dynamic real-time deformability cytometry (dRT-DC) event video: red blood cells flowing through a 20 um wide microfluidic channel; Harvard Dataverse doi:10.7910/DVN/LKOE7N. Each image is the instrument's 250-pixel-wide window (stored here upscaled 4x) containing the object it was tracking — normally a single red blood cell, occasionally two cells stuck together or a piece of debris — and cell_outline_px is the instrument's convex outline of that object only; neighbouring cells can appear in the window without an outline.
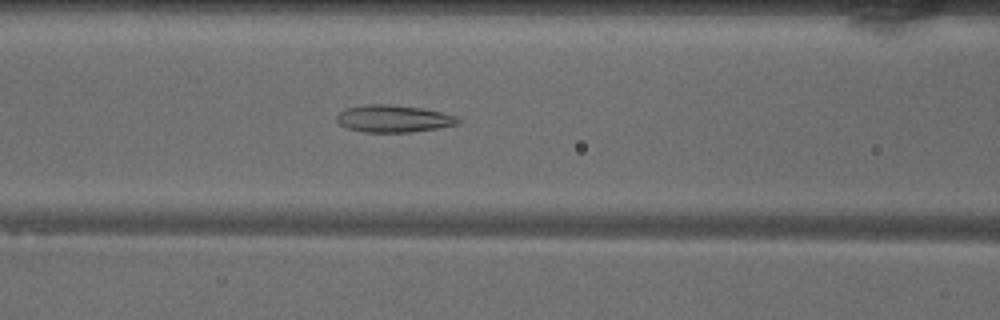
{"species": "common noctule bat (a hibernating species)", "species_latin": "Nyctalus noctula", "temperature_condition": "warm", "stored_images_in_passage": 44, "camera_frame_rate_fps": 3000, "um_per_image_px": 0.085, "animal": {"sex": "male", "body_mass_g": 18.8}, "frame": {"image": 1, "passage_image": 19, "time_ms": 6.0, "image_size_px": [1000, 320], "cell_outline_px": [[460, 124], [436, 128], [408, 132], [364, 132], [348, 128], [340, 124], [336, 120], [336, 116], [340, 112], [348, 108], [368, 104], [388, 104], [420, 108], [444, 112], [456, 116], [460, 120]], "centroid_in_image_um": [33.47, 10.08], "position_along_channel_um": 133.1, "area_um2": 19.07}}
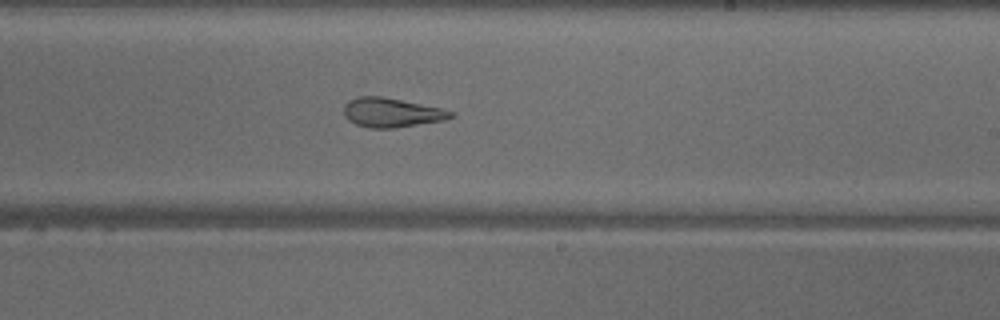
{"frame": {"image": 2, "passage_image": 28, "time_ms": 9.0, "image_size_px": [1000, 320], "cell_outline_px": [[456, 116], [444, 120], [396, 128], [372, 128], [356, 124], [348, 120], [344, 116], [344, 104], [348, 100], [360, 96], [380, 96], [440, 108], [456, 112]], "centroid_in_image_um": [33.28, 9.57], "position_along_channel_um": 255.7, "area_um2": 18.21}}
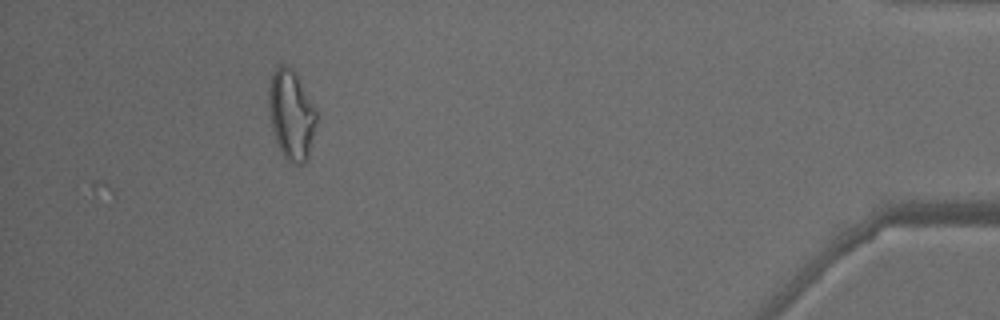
{"frame": {"image": 3, "passage_image": 44, "time_ms": 14.333, "image_size_px": [1000, 320], "cell_outline_px": [[316, 124], [308, 160], [300, 164], [292, 164], [284, 156], [276, 140], [272, 128], [268, 108], [268, 88], [272, 72], [280, 64], [284, 64], [292, 68], [296, 72], [316, 108]], "centroid_in_image_um": [24.76, 9.72], "position_along_channel_um": 410.4, "area_um2": 25.2}, "authors_computed_cell_mechanics": {"area_um2": 20.6346, "velocity_mm_per_s": 4.0897, "shape_relaxation_time_tau1_ms": null, "shape_relaxation_time_tau2_ms": 1.8992, "deformation_change_tau1": null, "deformation_change_tau2": 0.1062}}